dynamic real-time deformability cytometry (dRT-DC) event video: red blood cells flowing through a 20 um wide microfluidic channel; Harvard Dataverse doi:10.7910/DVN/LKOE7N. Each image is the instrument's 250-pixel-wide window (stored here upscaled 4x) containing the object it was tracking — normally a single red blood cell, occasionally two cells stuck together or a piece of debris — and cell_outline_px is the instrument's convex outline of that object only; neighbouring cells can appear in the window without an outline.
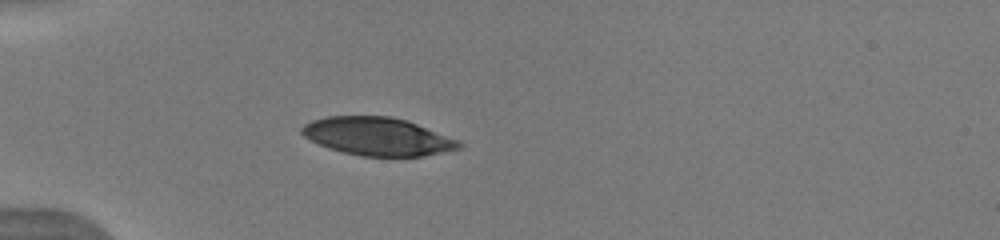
{"species": "human", "species_latin": "Homo sapiens", "temperature_condition": "warm", "stored_images_in_passage": 7, "camera_frame_rate_fps": 3000, "um_per_image_px": 0.085, "donor": {"sex": "male"}, "frame": {"image": 1, "passage_image": 1, "time_ms": 0.0, "image_size_px": [1000, 240], "cell_outline_px": [[464, 144], [460, 148], [424, 156], [360, 156], [328, 148], [304, 136], [300, 132], [300, 128], [304, 124], [312, 120], [328, 116], [388, 116], [404, 120], [416, 124], [456, 140]], "centroid_in_image_um": [32.04, 11.6], "position_along_channel_um": 53.0, "area_um2": 34.33}}